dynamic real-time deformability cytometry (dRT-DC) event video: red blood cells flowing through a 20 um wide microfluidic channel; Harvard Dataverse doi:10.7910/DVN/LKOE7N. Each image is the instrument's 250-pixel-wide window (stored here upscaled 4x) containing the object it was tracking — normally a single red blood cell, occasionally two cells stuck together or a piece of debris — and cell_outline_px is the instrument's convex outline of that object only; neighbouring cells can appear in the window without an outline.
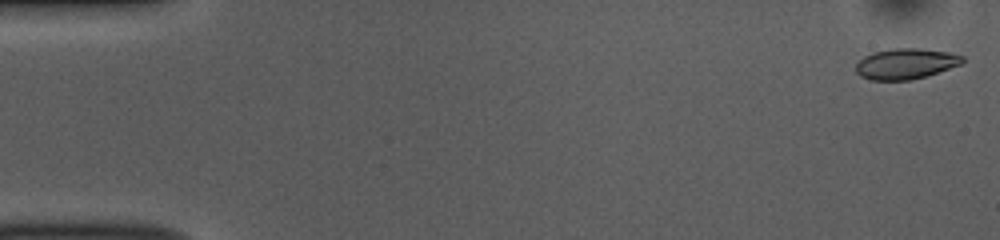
{"species": "common noctule bat (a hibernating species)", "species_latin": "Nyctalus noctula", "temperature_condition": "room temperature", "stored_images_in_passage": 53, "camera_frame_rate_fps": 3000, "um_per_image_px": 0.085, "animal": {"sex": "female", "body_mass_g": 10.0, "forearm_length_mm": 53.1}, "frame": {"image": 1, "passage_image": 1, "time_ms": 0.0, "image_size_px": [1000, 240], "cell_outline_px": [[964, 60], [960, 64], [912, 80], [872, 80], [860, 76], [856, 72], [856, 64], [864, 56], [872, 52], [892, 48], [920, 48], [948, 52], [964, 56]], "centroid_in_image_um": [76.95, 5.41], "position_along_channel_um": 8.1, "area_um2": 18.9}}
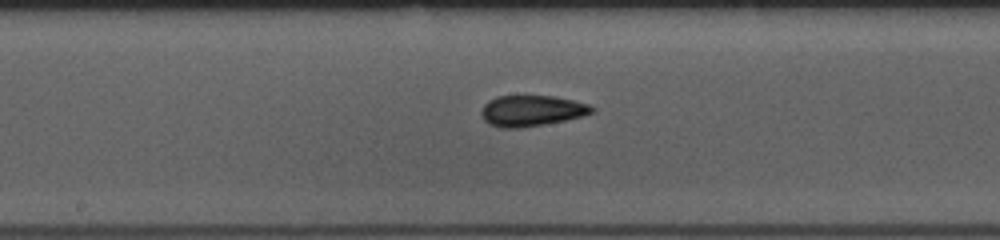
{"frame": {"image": 2, "passage_image": 27, "time_ms": 8.667, "image_size_px": [1000, 240], "cell_outline_px": [[596, 112], [584, 116], [544, 124], [520, 128], [500, 128], [488, 124], [480, 116], [480, 112], [484, 104], [488, 100], [496, 96], [556, 96], [588, 104], [596, 108]], "centroid_in_image_um": [45.18, 9.42], "position_along_channel_um": 203.0, "area_um2": 20.17}}
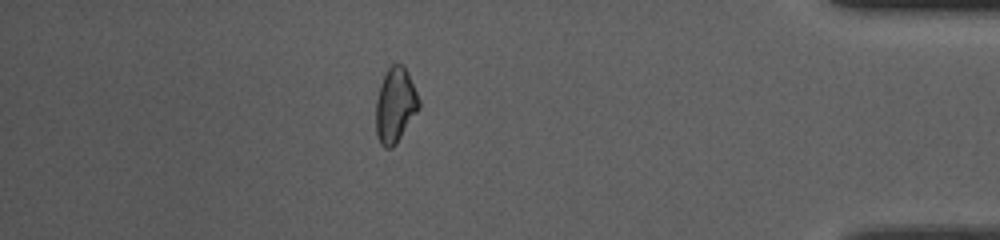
{"frame": {"image": 3, "passage_image": 46, "time_ms": 15.0, "image_size_px": [1000, 240], "cell_outline_px": [[420, 108], [396, 144], [392, 148], [384, 148], [380, 144], [376, 136], [376, 100], [380, 84], [388, 68], [392, 64], [404, 64], [408, 72], [420, 100]], "centroid_in_image_um": [33.6, 8.95], "position_along_channel_um": 401.6, "area_um2": 18.96}, "authors_computed_cell_mechanics": {"area_um2": 19.3052, "velocity_mm_per_s": 3.7868, "shape_relaxation_time_tau1_ms": 7.3099, "shape_relaxation_time_tau2_ms": 2.5032, "deformation_change_tau1": 0.1539, "deformation_change_tau2": 0.0741}}